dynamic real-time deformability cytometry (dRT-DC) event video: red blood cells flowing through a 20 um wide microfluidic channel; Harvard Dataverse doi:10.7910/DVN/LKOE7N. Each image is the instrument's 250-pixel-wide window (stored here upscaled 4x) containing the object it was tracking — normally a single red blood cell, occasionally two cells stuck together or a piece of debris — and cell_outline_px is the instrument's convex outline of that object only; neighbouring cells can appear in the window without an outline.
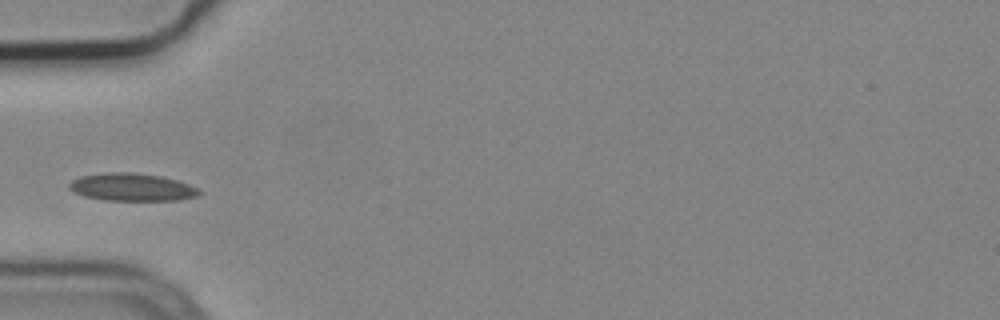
{"species": "common noctule bat (a hibernating species)", "species_latin": "Nyctalus noctula", "temperature_condition": "cold", "stored_images_in_passage": 4, "camera_frame_rate_fps": 3000, "um_per_image_px": 0.085, "animal": {"sex": "male", "body_mass_g": 19.2, "forearm_length_mm": 51.8}, "frame": {"image": 1, "passage_image": 1, "time_ms": 0.0, "image_size_px": [1000, 320], "cell_outline_px": [[200, 196], [180, 200], [104, 200], [84, 196], [72, 192], [68, 188], [68, 184], [72, 180], [80, 176], [108, 172], [128, 172], [160, 176], [176, 180], [200, 188]], "centroid_in_image_um": [11.2, 15.91], "position_along_channel_um": 73.8, "area_um2": 21.04}}
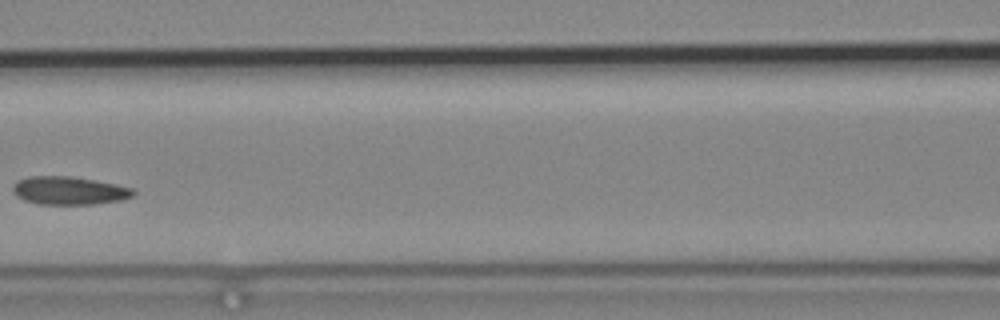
{"frame": {"image": 2, "passage_image": 3, "time_ms": 0.667, "image_size_px": [1000, 320], "cell_outline_px": [[136, 192], [132, 196], [120, 200], [92, 204], [40, 204], [24, 200], [16, 196], [12, 192], [12, 184], [16, 180], [28, 176], [72, 176], [116, 184], [132, 188]], "centroid_in_image_um": [5.82, 16.19], "position_along_channel_um": 160.8, "area_um2": 19.83}}
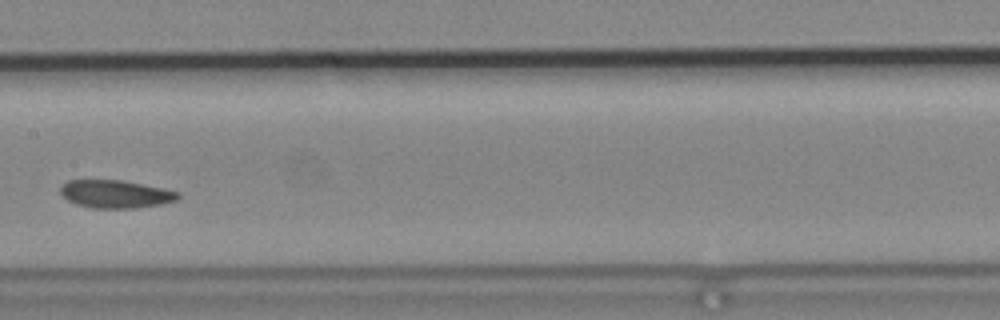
{"frame": {"image": 3, "passage_image": 4, "time_ms": 1.0, "image_size_px": [1000, 320], "cell_outline_px": [[180, 196], [176, 200], [160, 204], [136, 208], [92, 208], [76, 204], [68, 200], [60, 192], [60, 188], [68, 180], [120, 180], [180, 192]], "centroid_in_image_um": [9.8, 16.5], "position_along_channel_um": 197.6, "area_um2": 18.84}}